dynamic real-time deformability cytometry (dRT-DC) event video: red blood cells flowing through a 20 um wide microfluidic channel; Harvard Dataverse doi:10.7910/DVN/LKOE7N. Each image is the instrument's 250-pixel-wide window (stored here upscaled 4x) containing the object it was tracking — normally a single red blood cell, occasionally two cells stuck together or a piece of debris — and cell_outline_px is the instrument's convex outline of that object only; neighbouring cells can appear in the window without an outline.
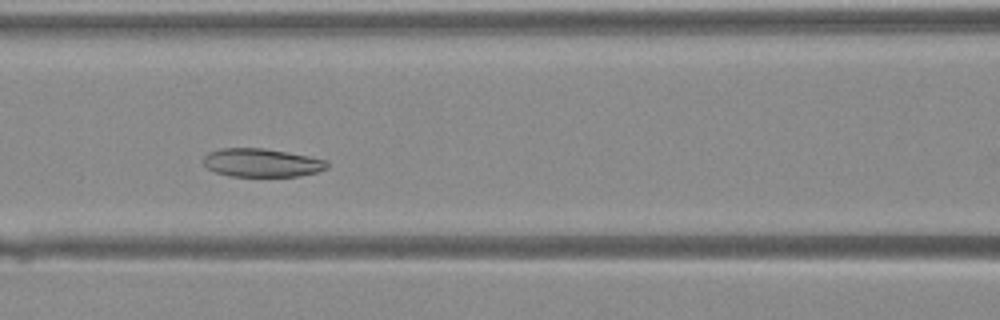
{"species": "Egyptian fruit bat (a non-hibernating species)", "species_latin": "Rousettus aegyptiacus", "temperature_condition": "warm", "stored_images_in_passage": 25, "camera_frame_rate_fps": 3000, "um_per_image_px": 0.085, "animal": {"sex": "female"}, "frame": {"image": 1, "passage_image": 9, "time_ms": 2.667, "image_size_px": [1000, 320], "cell_outline_px": [[328, 168], [316, 172], [296, 176], [232, 176], [216, 172], [208, 168], [204, 164], [204, 156], [208, 152], [220, 148], [264, 148], [308, 156], [328, 160]], "centroid_in_image_um": [22.25, 13.82], "position_along_channel_um": 144.4, "area_um2": 20.35}}
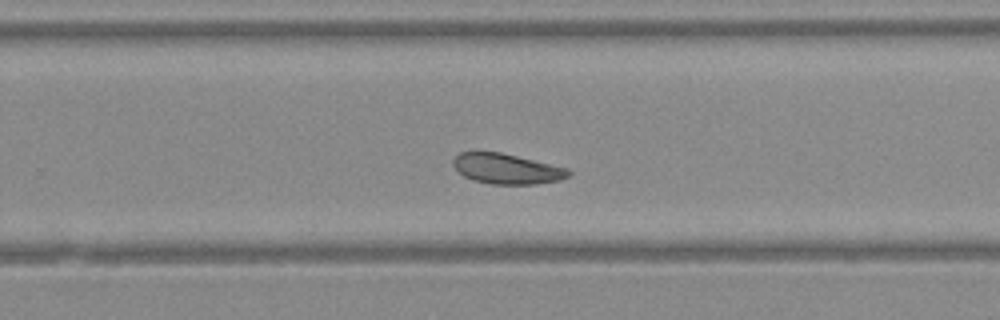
{"frame": {"image": 2, "passage_image": 18, "time_ms": 5.667, "image_size_px": [1000, 320], "cell_outline_px": [[572, 176], [560, 180], [536, 184], [492, 184], [472, 180], [464, 176], [452, 164], [452, 160], [460, 152], [500, 152], [568, 168], [572, 172]], "centroid_in_image_um": [43.11, 14.35], "position_along_channel_um": 286.7, "area_um2": 20.35}}
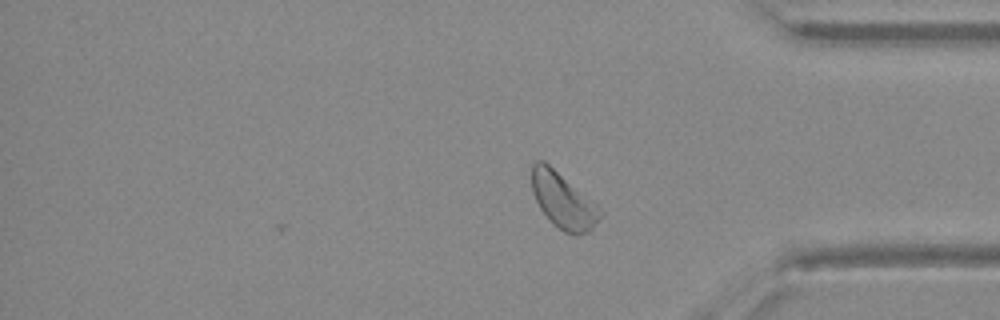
{"frame": {"image": 3, "passage_image": 25, "time_ms": 8.0, "image_size_px": [1000, 320], "cell_outline_px": [[604, 212], [592, 228], [588, 232], [576, 236], [564, 232], [552, 224], [540, 208], [532, 192], [532, 164], [536, 160], [544, 160], [592, 200]], "centroid_in_image_um": [47.86, 17.06], "position_along_channel_um": 387.3, "area_um2": 22.14}}